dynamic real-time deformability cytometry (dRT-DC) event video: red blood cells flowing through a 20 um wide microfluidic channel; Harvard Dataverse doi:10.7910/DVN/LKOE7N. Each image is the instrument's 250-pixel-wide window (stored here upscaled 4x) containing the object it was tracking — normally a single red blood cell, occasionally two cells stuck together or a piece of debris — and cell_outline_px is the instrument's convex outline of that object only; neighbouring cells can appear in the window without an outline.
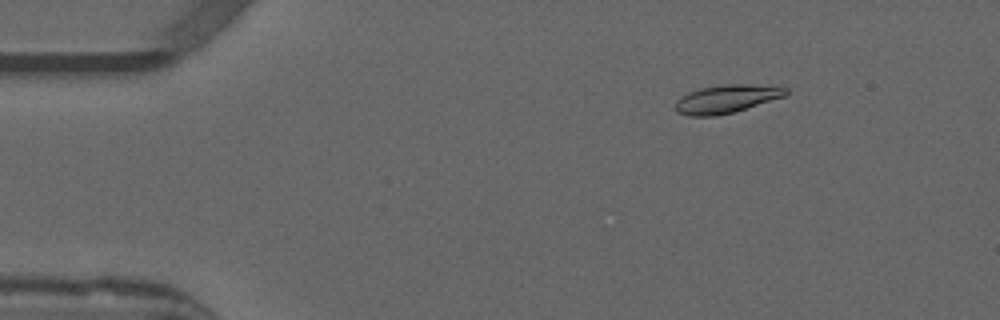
{"species": "common noctule bat (a hibernating species)", "species_latin": "Nyctalus noctula", "temperature_condition": "warm", "stored_images_in_passage": 54, "camera_frame_rate_fps": 3000, "um_per_image_px": 0.085, "animal": {"sex": "male", "forearm_length_mm": 52.5}, "frame": {"image": 1, "passage_image": 8, "time_ms": 2.333, "image_size_px": [1000, 320], "cell_outline_px": [[788, 92], [784, 96], [732, 112], [716, 116], [688, 116], [676, 112], [676, 100], [680, 96], [688, 92], [700, 88], [724, 84], [748, 84], [788, 88]], "centroid_in_image_um": [61.68, 8.41], "position_along_channel_um": 23.3, "area_um2": 17.92}}
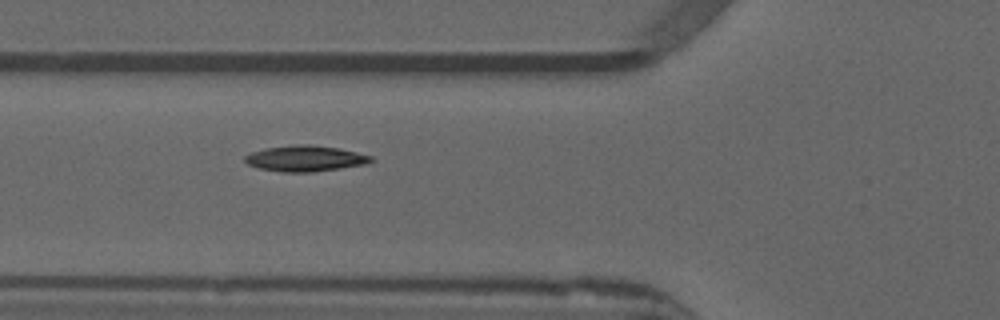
{"frame": {"image": 2, "passage_image": 20, "time_ms": 6.333, "image_size_px": [1000, 320], "cell_outline_px": [[376, 160], [364, 164], [340, 168], [312, 172], [280, 172], [260, 168], [248, 164], [244, 160], [244, 156], [252, 152], [268, 148], [296, 144], [308, 144], [340, 148], [372, 156]], "centroid_in_image_um": [25.96, 13.47], "position_along_channel_um": 99.8, "area_um2": 18.9}}
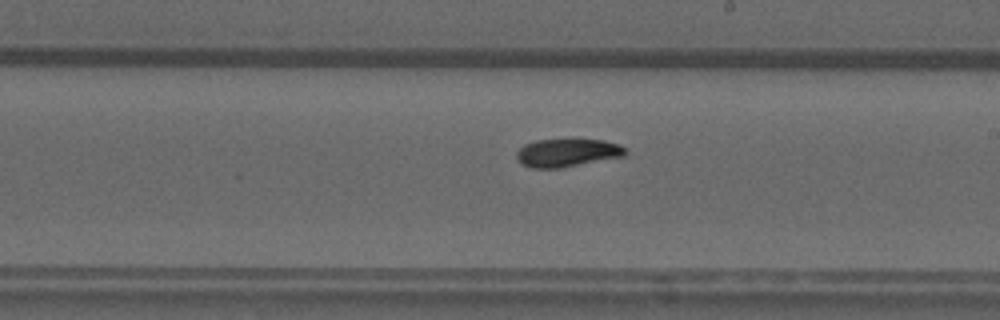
{"frame": {"image": 3, "passage_image": 31, "time_ms": 10.0, "image_size_px": [1000, 320], "cell_outline_px": [[628, 152], [624, 156], [560, 168], [532, 168], [520, 164], [516, 156], [516, 152], [524, 144], [536, 140], [604, 140], [620, 144], [628, 148]], "centroid_in_image_um": [48.23, 12.99], "position_along_channel_um": 240.8, "area_um2": 17.86}, "authors_computed_cell_mechanics": {"area_um2": 17.7735, "velocity_mm_per_s": 3.8486, "shape_relaxation_time_tau1_ms": 5.5848, "shape_relaxation_time_tau2_ms": 5.6056, "deformation_change_tau1": 0.1632, "deformation_change_tau2": 0.0662}}